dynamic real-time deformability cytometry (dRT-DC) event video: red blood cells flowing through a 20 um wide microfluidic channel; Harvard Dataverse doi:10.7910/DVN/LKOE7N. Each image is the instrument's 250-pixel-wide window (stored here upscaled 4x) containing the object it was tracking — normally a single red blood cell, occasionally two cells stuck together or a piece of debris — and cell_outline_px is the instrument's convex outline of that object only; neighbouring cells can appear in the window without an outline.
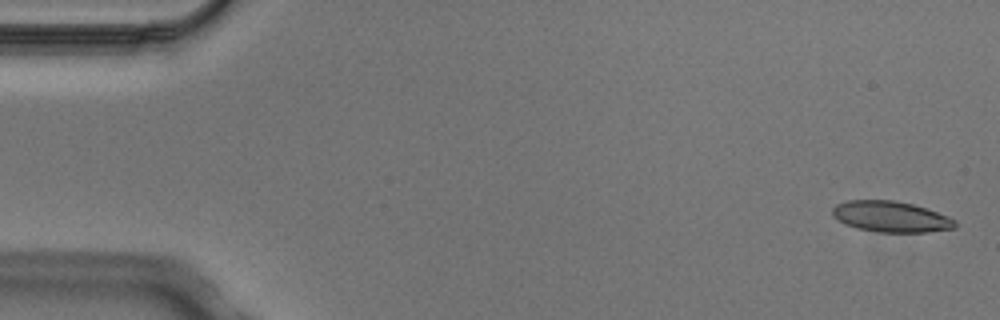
{"species": "Egyptian fruit bat (a non-hibernating species)", "species_latin": "Rousettus aegyptiacus", "temperature_condition": "cold", "stored_images_in_passage": 6, "camera_frame_rate_fps": 3000, "um_per_image_px": 0.085, "animal": {"sex": "male"}, "frame": {"image": 1, "passage_image": 1, "time_ms": 0.0, "image_size_px": [1000, 320], "cell_outline_px": [[956, 228], [928, 232], [880, 232], [856, 228], [844, 224], [832, 216], [832, 208], [836, 204], [848, 200], [896, 200], [928, 208], [948, 216], [956, 220]], "centroid_in_image_um": [75.73, 18.41], "position_along_channel_um": 9.3, "area_um2": 22.31}}
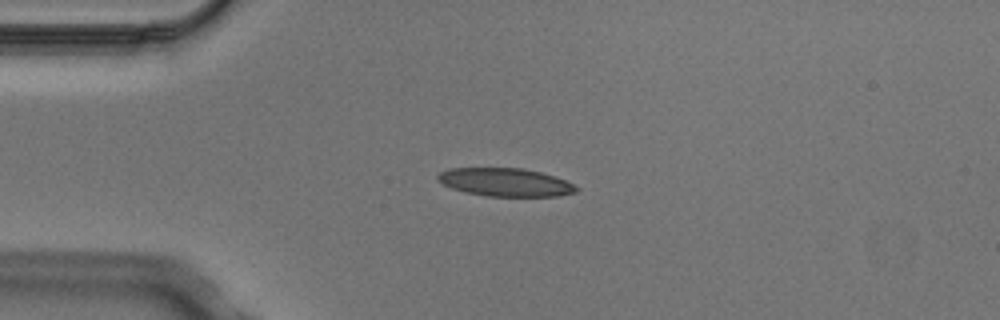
{"frame": {"image": 2, "passage_image": 4, "time_ms": 1.0, "image_size_px": [1000, 320], "cell_outline_px": [[580, 188], [576, 192], [556, 196], [488, 196], [464, 192], [452, 188], [436, 180], [436, 176], [440, 172], [448, 168], [524, 168], [556, 176]], "centroid_in_image_um": [42.93, 15.48], "position_along_channel_um": 42.1, "area_um2": 22.77}}
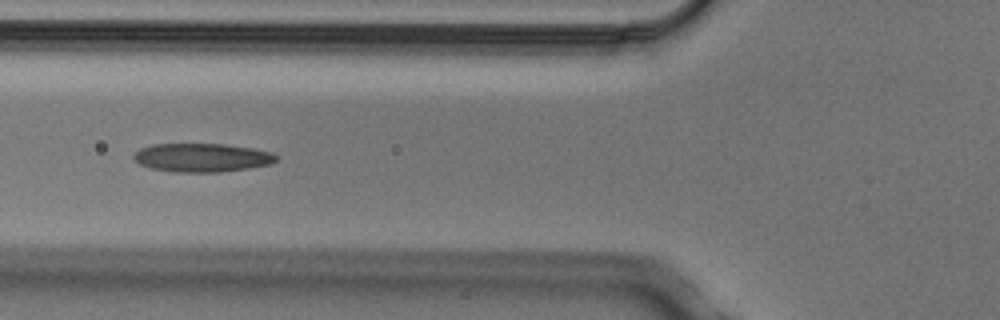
{"frame": {"image": 3, "passage_image": 6, "time_ms": 1.667, "image_size_px": [1000, 320], "cell_outline_px": [[276, 160], [272, 164], [248, 168], [220, 172], [172, 172], [152, 168], [140, 164], [132, 156], [140, 148], [152, 144], [224, 144], [252, 148], [272, 152], [276, 156]], "centroid_in_image_um": [17.17, 13.39], "position_along_channel_um": 108.6, "area_um2": 23.7}}